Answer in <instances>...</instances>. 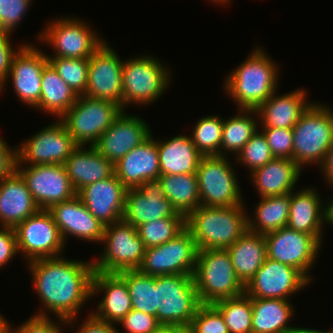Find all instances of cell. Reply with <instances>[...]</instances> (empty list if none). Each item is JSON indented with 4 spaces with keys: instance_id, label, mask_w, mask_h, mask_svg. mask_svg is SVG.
Listing matches in <instances>:
<instances>
[{
    "instance_id": "11a10c76",
    "label": "cell",
    "mask_w": 333,
    "mask_h": 333,
    "mask_svg": "<svg viewBox=\"0 0 333 333\" xmlns=\"http://www.w3.org/2000/svg\"><path fill=\"white\" fill-rule=\"evenodd\" d=\"M152 333H191V331L184 325L160 324Z\"/></svg>"
},
{
    "instance_id": "7c38bea8",
    "label": "cell",
    "mask_w": 333,
    "mask_h": 333,
    "mask_svg": "<svg viewBox=\"0 0 333 333\" xmlns=\"http://www.w3.org/2000/svg\"><path fill=\"white\" fill-rule=\"evenodd\" d=\"M198 248L190 231L185 228L170 241L145 249L143 261L137 269L151 276L194 275Z\"/></svg>"
},
{
    "instance_id": "603a6c76",
    "label": "cell",
    "mask_w": 333,
    "mask_h": 333,
    "mask_svg": "<svg viewBox=\"0 0 333 333\" xmlns=\"http://www.w3.org/2000/svg\"><path fill=\"white\" fill-rule=\"evenodd\" d=\"M126 191L114 173L107 179L83 187L77 195L88 211L107 226L122 220Z\"/></svg>"
},
{
    "instance_id": "8d00e7d4",
    "label": "cell",
    "mask_w": 333,
    "mask_h": 333,
    "mask_svg": "<svg viewBox=\"0 0 333 333\" xmlns=\"http://www.w3.org/2000/svg\"><path fill=\"white\" fill-rule=\"evenodd\" d=\"M237 111H239L237 115L234 114L223 122L220 156L226 157V151L237 155L258 131L260 121H257L259 117L256 116L258 114L256 110L237 109Z\"/></svg>"
},
{
    "instance_id": "277c9868",
    "label": "cell",
    "mask_w": 333,
    "mask_h": 333,
    "mask_svg": "<svg viewBox=\"0 0 333 333\" xmlns=\"http://www.w3.org/2000/svg\"><path fill=\"white\" fill-rule=\"evenodd\" d=\"M193 278L201 304H214L245 293V285L238 278L226 249L198 250Z\"/></svg>"
},
{
    "instance_id": "f546056e",
    "label": "cell",
    "mask_w": 333,
    "mask_h": 333,
    "mask_svg": "<svg viewBox=\"0 0 333 333\" xmlns=\"http://www.w3.org/2000/svg\"><path fill=\"white\" fill-rule=\"evenodd\" d=\"M302 168L288 158L274 157L264 166L250 173V178L261 198L291 193L299 182Z\"/></svg>"
},
{
    "instance_id": "7a4b0ae2",
    "label": "cell",
    "mask_w": 333,
    "mask_h": 333,
    "mask_svg": "<svg viewBox=\"0 0 333 333\" xmlns=\"http://www.w3.org/2000/svg\"><path fill=\"white\" fill-rule=\"evenodd\" d=\"M278 66L261 47L229 73L224 81L225 93L235 101L238 110H256L278 88Z\"/></svg>"
},
{
    "instance_id": "74e56055",
    "label": "cell",
    "mask_w": 333,
    "mask_h": 333,
    "mask_svg": "<svg viewBox=\"0 0 333 333\" xmlns=\"http://www.w3.org/2000/svg\"><path fill=\"white\" fill-rule=\"evenodd\" d=\"M117 274L127 284L132 309L156 317L158 306L155 276L142 274L138 270H124Z\"/></svg>"
},
{
    "instance_id": "680465c9",
    "label": "cell",
    "mask_w": 333,
    "mask_h": 333,
    "mask_svg": "<svg viewBox=\"0 0 333 333\" xmlns=\"http://www.w3.org/2000/svg\"><path fill=\"white\" fill-rule=\"evenodd\" d=\"M0 333H7V320L0 314Z\"/></svg>"
},
{
    "instance_id": "6da1fadb",
    "label": "cell",
    "mask_w": 333,
    "mask_h": 333,
    "mask_svg": "<svg viewBox=\"0 0 333 333\" xmlns=\"http://www.w3.org/2000/svg\"><path fill=\"white\" fill-rule=\"evenodd\" d=\"M27 264L33 289L45 307L34 316L50 317L51 313L57 319L66 320L68 327H73L85 301L92 298L93 261L68 260L60 256L36 259Z\"/></svg>"
},
{
    "instance_id": "52a82bcc",
    "label": "cell",
    "mask_w": 333,
    "mask_h": 333,
    "mask_svg": "<svg viewBox=\"0 0 333 333\" xmlns=\"http://www.w3.org/2000/svg\"><path fill=\"white\" fill-rule=\"evenodd\" d=\"M155 288L158 323L190 327L201 305L193 276L182 274L155 276Z\"/></svg>"
},
{
    "instance_id": "ab89813d",
    "label": "cell",
    "mask_w": 333,
    "mask_h": 333,
    "mask_svg": "<svg viewBox=\"0 0 333 333\" xmlns=\"http://www.w3.org/2000/svg\"><path fill=\"white\" fill-rule=\"evenodd\" d=\"M186 228V217L176 213L173 217L156 219L137 227L138 235L145 248L162 245Z\"/></svg>"
},
{
    "instance_id": "d6986e66",
    "label": "cell",
    "mask_w": 333,
    "mask_h": 333,
    "mask_svg": "<svg viewBox=\"0 0 333 333\" xmlns=\"http://www.w3.org/2000/svg\"><path fill=\"white\" fill-rule=\"evenodd\" d=\"M48 63L47 55L29 43H26L13 58L6 81L11 77L16 96L31 108L39 104L42 74Z\"/></svg>"
},
{
    "instance_id": "94428289",
    "label": "cell",
    "mask_w": 333,
    "mask_h": 333,
    "mask_svg": "<svg viewBox=\"0 0 333 333\" xmlns=\"http://www.w3.org/2000/svg\"><path fill=\"white\" fill-rule=\"evenodd\" d=\"M211 1V0H210ZM214 3H222L223 5H226L227 3H229V1L228 0H212Z\"/></svg>"
},
{
    "instance_id": "6125c7cd",
    "label": "cell",
    "mask_w": 333,
    "mask_h": 333,
    "mask_svg": "<svg viewBox=\"0 0 333 333\" xmlns=\"http://www.w3.org/2000/svg\"><path fill=\"white\" fill-rule=\"evenodd\" d=\"M328 333H333V329H331V330H328Z\"/></svg>"
},
{
    "instance_id": "d4e9b609",
    "label": "cell",
    "mask_w": 333,
    "mask_h": 333,
    "mask_svg": "<svg viewBox=\"0 0 333 333\" xmlns=\"http://www.w3.org/2000/svg\"><path fill=\"white\" fill-rule=\"evenodd\" d=\"M114 168L116 177L127 189L158 179L161 175L159 154L153 135L123 156L114 164Z\"/></svg>"
},
{
    "instance_id": "ffe728a7",
    "label": "cell",
    "mask_w": 333,
    "mask_h": 333,
    "mask_svg": "<svg viewBox=\"0 0 333 333\" xmlns=\"http://www.w3.org/2000/svg\"><path fill=\"white\" fill-rule=\"evenodd\" d=\"M176 213L164 196L159 179L145 181L126 191L122 220L135 228L156 219L173 217Z\"/></svg>"
},
{
    "instance_id": "8992f818",
    "label": "cell",
    "mask_w": 333,
    "mask_h": 333,
    "mask_svg": "<svg viewBox=\"0 0 333 333\" xmlns=\"http://www.w3.org/2000/svg\"><path fill=\"white\" fill-rule=\"evenodd\" d=\"M171 70L151 55L129 58L123 62V110L129 104L148 105L157 101L170 84Z\"/></svg>"
},
{
    "instance_id": "44dd1931",
    "label": "cell",
    "mask_w": 333,
    "mask_h": 333,
    "mask_svg": "<svg viewBox=\"0 0 333 333\" xmlns=\"http://www.w3.org/2000/svg\"><path fill=\"white\" fill-rule=\"evenodd\" d=\"M128 114L123 110L93 145L101 155L113 164H116L152 134L145 120L135 116V114Z\"/></svg>"
},
{
    "instance_id": "4dcf8cb0",
    "label": "cell",
    "mask_w": 333,
    "mask_h": 333,
    "mask_svg": "<svg viewBox=\"0 0 333 333\" xmlns=\"http://www.w3.org/2000/svg\"><path fill=\"white\" fill-rule=\"evenodd\" d=\"M156 142L161 175L196 174L203 155L190 136L180 134L167 141Z\"/></svg>"
},
{
    "instance_id": "484cf974",
    "label": "cell",
    "mask_w": 333,
    "mask_h": 333,
    "mask_svg": "<svg viewBox=\"0 0 333 333\" xmlns=\"http://www.w3.org/2000/svg\"><path fill=\"white\" fill-rule=\"evenodd\" d=\"M105 293L98 303L96 312L91 314L98 320L117 325L132 309L131 298L126 282L117 273L94 272L92 297Z\"/></svg>"
},
{
    "instance_id": "b9f144b4",
    "label": "cell",
    "mask_w": 333,
    "mask_h": 333,
    "mask_svg": "<svg viewBox=\"0 0 333 333\" xmlns=\"http://www.w3.org/2000/svg\"><path fill=\"white\" fill-rule=\"evenodd\" d=\"M48 62L77 96L85 95L89 59L48 57Z\"/></svg>"
},
{
    "instance_id": "4316f807",
    "label": "cell",
    "mask_w": 333,
    "mask_h": 333,
    "mask_svg": "<svg viewBox=\"0 0 333 333\" xmlns=\"http://www.w3.org/2000/svg\"><path fill=\"white\" fill-rule=\"evenodd\" d=\"M39 210L25 180L17 171L0 182V224L2 227L15 228Z\"/></svg>"
},
{
    "instance_id": "8fae6325",
    "label": "cell",
    "mask_w": 333,
    "mask_h": 333,
    "mask_svg": "<svg viewBox=\"0 0 333 333\" xmlns=\"http://www.w3.org/2000/svg\"><path fill=\"white\" fill-rule=\"evenodd\" d=\"M60 17L49 21L38 36V40L48 43L55 51V55L47 57L89 59L105 42L86 21Z\"/></svg>"
},
{
    "instance_id": "4fadbf2b",
    "label": "cell",
    "mask_w": 333,
    "mask_h": 333,
    "mask_svg": "<svg viewBox=\"0 0 333 333\" xmlns=\"http://www.w3.org/2000/svg\"><path fill=\"white\" fill-rule=\"evenodd\" d=\"M18 253L27 262L41 258L60 257L65 244L52 214L39 210L15 228Z\"/></svg>"
},
{
    "instance_id": "5bb4252c",
    "label": "cell",
    "mask_w": 333,
    "mask_h": 333,
    "mask_svg": "<svg viewBox=\"0 0 333 333\" xmlns=\"http://www.w3.org/2000/svg\"><path fill=\"white\" fill-rule=\"evenodd\" d=\"M264 236L267 258L297 269L309 282L314 279L309 273L322 246L312 235L286 226Z\"/></svg>"
},
{
    "instance_id": "7dc6e473",
    "label": "cell",
    "mask_w": 333,
    "mask_h": 333,
    "mask_svg": "<svg viewBox=\"0 0 333 333\" xmlns=\"http://www.w3.org/2000/svg\"><path fill=\"white\" fill-rule=\"evenodd\" d=\"M60 322H55L51 317H37L32 315L20 327L12 328L7 321V333H63L61 325H66L67 321L58 318ZM62 322V323H61ZM61 323V324H60Z\"/></svg>"
},
{
    "instance_id": "3957f363",
    "label": "cell",
    "mask_w": 333,
    "mask_h": 333,
    "mask_svg": "<svg viewBox=\"0 0 333 333\" xmlns=\"http://www.w3.org/2000/svg\"><path fill=\"white\" fill-rule=\"evenodd\" d=\"M244 204L238 206H199L186 217V228L198 250L226 249L248 230Z\"/></svg>"
},
{
    "instance_id": "cb8c5ba5",
    "label": "cell",
    "mask_w": 333,
    "mask_h": 333,
    "mask_svg": "<svg viewBox=\"0 0 333 333\" xmlns=\"http://www.w3.org/2000/svg\"><path fill=\"white\" fill-rule=\"evenodd\" d=\"M317 192L312 187L291 192L287 227L312 235L321 244L324 223H328V206L322 204L321 196Z\"/></svg>"
},
{
    "instance_id": "db71d44e",
    "label": "cell",
    "mask_w": 333,
    "mask_h": 333,
    "mask_svg": "<svg viewBox=\"0 0 333 333\" xmlns=\"http://www.w3.org/2000/svg\"><path fill=\"white\" fill-rule=\"evenodd\" d=\"M326 182L333 187V145L327 152L324 163L320 166Z\"/></svg>"
},
{
    "instance_id": "91938a15",
    "label": "cell",
    "mask_w": 333,
    "mask_h": 333,
    "mask_svg": "<svg viewBox=\"0 0 333 333\" xmlns=\"http://www.w3.org/2000/svg\"><path fill=\"white\" fill-rule=\"evenodd\" d=\"M6 78L0 74V93L2 94V91L5 89L4 87H6Z\"/></svg>"
},
{
    "instance_id": "e575fe53",
    "label": "cell",
    "mask_w": 333,
    "mask_h": 333,
    "mask_svg": "<svg viewBox=\"0 0 333 333\" xmlns=\"http://www.w3.org/2000/svg\"><path fill=\"white\" fill-rule=\"evenodd\" d=\"M291 193L279 196L261 198L255 207L252 219L248 215V230L265 235L286 227L289 220V205Z\"/></svg>"
},
{
    "instance_id": "d6a6232c",
    "label": "cell",
    "mask_w": 333,
    "mask_h": 333,
    "mask_svg": "<svg viewBox=\"0 0 333 333\" xmlns=\"http://www.w3.org/2000/svg\"><path fill=\"white\" fill-rule=\"evenodd\" d=\"M285 299L252 298V333H286L293 313Z\"/></svg>"
},
{
    "instance_id": "f1b7e54d",
    "label": "cell",
    "mask_w": 333,
    "mask_h": 333,
    "mask_svg": "<svg viewBox=\"0 0 333 333\" xmlns=\"http://www.w3.org/2000/svg\"><path fill=\"white\" fill-rule=\"evenodd\" d=\"M79 145L65 162L67 175L78 193L83 187L107 179L115 173L114 164L101 155L94 146Z\"/></svg>"
},
{
    "instance_id": "2e32d148",
    "label": "cell",
    "mask_w": 333,
    "mask_h": 333,
    "mask_svg": "<svg viewBox=\"0 0 333 333\" xmlns=\"http://www.w3.org/2000/svg\"><path fill=\"white\" fill-rule=\"evenodd\" d=\"M16 171L25 180L40 210H48L53 205L77 195L63 164H17Z\"/></svg>"
},
{
    "instance_id": "9a60e30c",
    "label": "cell",
    "mask_w": 333,
    "mask_h": 333,
    "mask_svg": "<svg viewBox=\"0 0 333 333\" xmlns=\"http://www.w3.org/2000/svg\"><path fill=\"white\" fill-rule=\"evenodd\" d=\"M79 145L58 119L18 146L17 164H65Z\"/></svg>"
},
{
    "instance_id": "1f68e13d",
    "label": "cell",
    "mask_w": 333,
    "mask_h": 333,
    "mask_svg": "<svg viewBox=\"0 0 333 333\" xmlns=\"http://www.w3.org/2000/svg\"><path fill=\"white\" fill-rule=\"evenodd\" d=\"M226 250L238 278L245 286L267 258L265 236L249 230Z\"/></svg>"
},
{
    "instance_id": "7402d4cb",
    "label": "cell",
    "mask_w": 333,
    "mask_h": 333,
    "mask_svg": "<svg viewBox=\"0 0 333 333\" xmlns=\"http://www.w3.org/2000/svg\"><path fill=\"white\" fill-rule=\"evenodd\" d=\"M48 211L54 218L64 244L68 236L101 243L105 225L88 211L78 195L53 205Z\"/></svg>"
},
{
    "instance_id": "ee69618b",
    "label": "cell",
    "mask_w": 333,
    "mask_h": 333,
    "mask_svg": "<svg viewBox=\"0 0 333 333\" xmlns=\"http://www.w3.org/2000/svg\"><path fill=\"white\" fill-rule=\"evenodd\" d=\"M189 328L191 333H229L220 311L213 304H201Z\"/></svg>"
},
{
    "instance_id": "7bdbcfd3",
    "label": "cell",
    "mask_w": 333,
    "mask_h": 333,
    "mask_svg": "<svg viewBox=\"0 0 333 333\" xmlns=\"http://www.w3.org/2000/svg\"><path fill=\"white\" fill-rule=\"evenodd\" d=\"M273 158L264 134L258 130L236 155L235 162H241L240 164L247 166L252 173Z\"/></svg>"
},
{
    "instance_id": "60d3db41",
    "label": "cell",
    "mask_w": 333,
    "mask_h": 333,
    "mask_svg": "<svg viewBox=\"0 0 333 333\" xmlns=\"http://www.w3.org/2000/svg\"><path fill=\"white\" fill-rule=\"evenodd\" d=\"M224 120L219 115L202 117L189 135L203 156H220Z\"/></svg>"
},
{
    "instance_id": "681fc988",
    "label": "cell",
    "mask_w": 333,
    "mask_h": 333,
    "mask_svg": "<svg viewBox=\"0 0 333 333\" xmlns=\"http://www.w3.org/2000/svg\"><path fill=\"white\" fill-rule=\"evenodd\" d=\"M11 34L13 33L0 27V74L3 75L6 79L9 74L14 56L26 44V42L21 44V46L17 48L18 50L15 51L9 39L11 38Z\"/></svg>"
},
{
    "instance_id": "9c48e42d",
    "label": "cell",
    "mask_w": 333,
    "mask_h": 333,
    "mask_svg": "<svg viewBox=\"0 0 333 333\" xmlns=\"http://www.w3.org/2000/svg\"><path fill=\"white\" fill-rule=\"evenodd\" d=\"M103 250L95 261L94 272L119 273L124 270H137L144 257L145 247L137 228L123 220L105 226Z\"/></svg>"
},
{
    "instance_id": "e0dca14e",
    "label": "cell",
    "mask_w": 333,
    "mask_h": 333,
    "mask_svg": "<svg viewBox=\"0 0 333 333\" xmlns=\"http://www.w3.org/2000/svg\"><path fill=\"white\" fill-rule=\"evenodd\" d=\"M123 60L105 41L89 58L85 96L111 101L123 109Z\"/></svg>"
},
{
    "instance_id": "f35d334b",
    "label": "cell",
    "mask_w": 333,
    "mask_h": 333,
    "mask_svg": "<svg viewBox=\"0 0 333 333\" xmlns=\"http://www.w3.org/2000/svg\"><path fill=\"white\" fill-rule=\"evenodd\" d=\"M213 305L220 311L229 333H252V298L246 293Z\"/></svg>"
},
{
    "instance_id": "816d5d0a",
    "label": "cell",
    "mask_w": 333,
    "mask_h": 333,
    "mask_svg": "<svg viewBox=\"0 0 333 333\" xmlns=\"http://www.w3.org/2000/svg\"><path fill=\"white\" fill-rule=\"evenodd\" d=\"M0 137V182L16 171L17 149Z\"/></svg>"
},
{
    "instance_id": "83f0119b",
    "label": "cell",
    "mask_w": 333,
    "mask_h": 333,
    "mask_svg": "<svg viewBox=\"0 0 333 333\" xmlns=\"http://www.w3.org/2000/svg\"><path fill=\"white\" fill-rule=\"evenodd\" d=\"M273 95L257 109L260 127L263 128H293L301 115L313 102L306 100V90L297 89L283 95Z\"/></svg>"
},
{
    "instance_id": "f6af8a7d",
    "label": "cell",
    "mask_w": 333,
    "mask_h": 333,
    "mask_svg": "<svg viewBox=\"0 0 333 333\" xmlns=\"http://www.w3.org/2000/svg\"><path fill=\"white\" fill-rule=\"evenodd\" d=\"M271 153L276 158L293 159V129L292 128H263Z\"/></svg>"
},
{
    "instance_id": "9f6ffc18",
    "label": "cell",
    "mask_w": 333,
    "mask_h": 333,
    "mask_svg": "<svg viewBox=\"0 0 333 333\" xmlns=\"http://www.w3.org/2000/svg\"><path fill=\"white\" fill-rule=\"evenodd\" d=\"M286 333H328V331L293 326Z\"/></svg>"
},
{
    "instance_id": "6f0895ef",
    "label": "cell",
    "mask_w": 333,
    "mask_h": 333,
    "mask_svg": "<svg viewBox=\"0 0 333 333\" xmlns=\"http://www.w3.org/2000/svg\"><path fill=\"white\" fill-rule=\"evenodd\" d=\"M326 204H328V225L330 224L333 226V197H331L330 201H328Z\"/></svg>"
},
{
    "instance_id": "d590c367",
    "label": "cell",
    "mask_w": 333,
    "mask_h": 333,
    "mask_svg": "<svg viewBox=\"0 0 333 333\" xmlns=\"http://www.w3.org/2000/svg\"><path fill=\"white\" fill-rule=\"evenodd\" d=\"M164 196L173 208L187 217L200 206V193L196 174L160 175Z\"/></svg>"
},
{
    "instance_id": "f5cc1de1",
    "label": "cell",
    "mask_w": 333,
    "mask_h": 333,
    "mask_svg": "<svg viewBox=\"0 0 333 333\" xmlns=\"http://www.w3.org/2000/svg\"><path fill=\"white\" fill-rule=\"evenodd\" d=\"M87 320L83 322V325H79L76 333H118L119 330L116 328L115 324L100 321L96 319L91 313L86 318Z\"/></svg>"
},
{
    "instance_id": "c3c4849f",
    "label": "cell",
    "mask_w": 333,
    "mask_h": 333,
    "mask_svg": "<svg viewBox=\"0 0 333 333\" xmlns=\"http://www.w3.org/2000/svg\"><path fill=\"white\" fill-rule=\"evenodd\" d=\"M117 324H122L127 333H152L160 325L155 316L133 309Z\"/></svg>"
},
{
    "instance_id": "836d02e7",
    "label": "cell",
    "mask_w": 333,
    "mask_h": 333,
    "mask_svg": "<svg viewBox=\"0 0 333 333\" xmlns=\"http://www.w3.org/2000/svg\"><path fill=\"white\" fill-rule=\"evenodd\" d=\"M41 87L39 104L35 108L58 119L74 105L78 97L50 63L44 67Z\"/></svg>"
},
{
    "instance_id": "f907efd6",
    "label": "cell",
    "mask_w": 333,
    "mask_h": 333,
    "mask_svg": "<svg viewBox=\"0 0 333 333\" xmlns=\"http://www.w3.org/2000/svg\"><path fill=\"white\" fill-rule=\"evenodd\" d=\"M17 241L14 228H0V268L8 264L17 255Z\"/></svg>"
},
{
    "instance_id": "bcb514c9",
    "label": "cell",
    "mask_w": 333,
    "mask_h": 333,
    "mask_svg": "<svg viewBox=\"0 0 333 333\" xmlns=\"http://www.w3.org/2000/svg\"><path fill=\"white\" fill-rule=\"evenodd\" d=\"M33 0H0V27L13 32ZM17 26V27H16Z\"/></svg>"
},
{
    "instance_id": "30bf717a",
    "label": "cell",
    "mask_w": 333,
    "mask_h": 333,
    "mask_svg": "<svg viewBox=\"0 0 333 333\" xmlns=\"http://www.w3.org/2000/svg\"><path fill=\"white\" fill-rule=\"evenodd\" d=\"M227 156H203L196 176L200 205L205 207L242 205V190Z\"/></svg>"
},
{
    "instance_id": "5b68a950",
    "label": "cell",
    "mask_w": 333,
    "mask_h": 333,
    "mask_svg": "<svg viewBox=\"0 0 333 333\" xmlns=\"http://www.w3.org/2000/svg\"><path fill=\"white\" fill-rule=\"evenodd\" d=\"M322 103H312L293 129V160L305 165L324 163L333 145V110Z\"/></svg>"
},
{
    "instance_id": "ac0fdd59",
    "label": "cell",
    "mask_w": 333,
    "mask_h": 333,
    "mask_svg": "<svg viewBox=\"0 0 333 333\" xmlns=\"http://www.w3.org/2000/svg\"><path fill=\"white\" fill-rule=\"evenodd\" d=\"M310 282L295 268L269 258L245 286L251 298H275L289 300L294 293L303 290Z\"/></svg>"
},
{
    "instance_id": "ba28073f",
    "label": "cell",
    "mask_w": 333,
    "mask_h": 333,
    "mask_svg": "<svg viewBox=\"0 0 333 333\" xmlns=\"http://www.w3.org/2000/svg\"><path fill=\"white\" fill-rule=\"evenodd\" d=\"M122 111L111 101L81 95L59 120L78 145L93 146Z\"/></svg>"
}]
</instances>
